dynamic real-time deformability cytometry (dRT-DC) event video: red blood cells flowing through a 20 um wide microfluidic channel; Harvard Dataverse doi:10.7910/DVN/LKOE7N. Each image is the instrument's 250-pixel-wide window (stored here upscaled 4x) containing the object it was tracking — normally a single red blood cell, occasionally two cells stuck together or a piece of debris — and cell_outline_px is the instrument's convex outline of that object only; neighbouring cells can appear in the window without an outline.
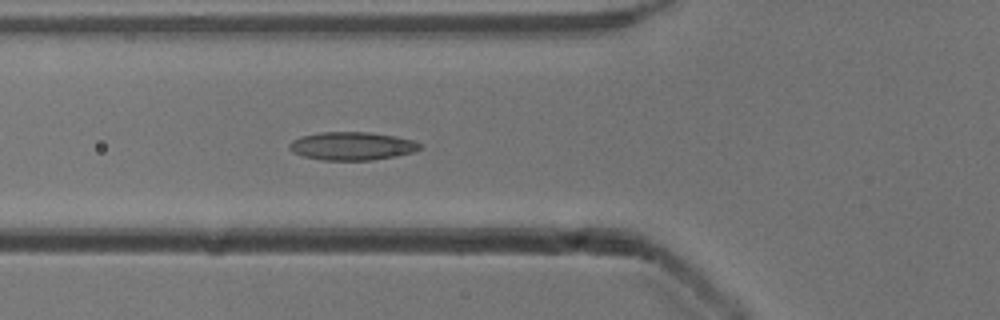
{"species": "common noctule bat (a hibernating species)", "species_latin": "Nyctalus noctula", "temperature_condition": "cold", "stored_images_in_passage": 30, "camera_frame_rate_fps": 3000, "um_per_image_px": 0.085, "animal": {"sex": "male", "body_mass_g": 13.3}, "frame": {"image": 1, "passage_image": 7, "time_ms": 2.0, "image_size_px": [1000, 320], "cell_outline_px": [[420, 148], [412, 152], [396, 156], [372, 160], [320, 160], [304, 156], [292, 152], [288, 148], [288, 144], [292, 140], [300, 136], [320, 132], [372, 132], [396, 136], [416, 140], [420, 144]], "centroid_in_image_um": [29.9, 12.4], "position_along_channel_um": 95.9, "area_um2": 21.62}}
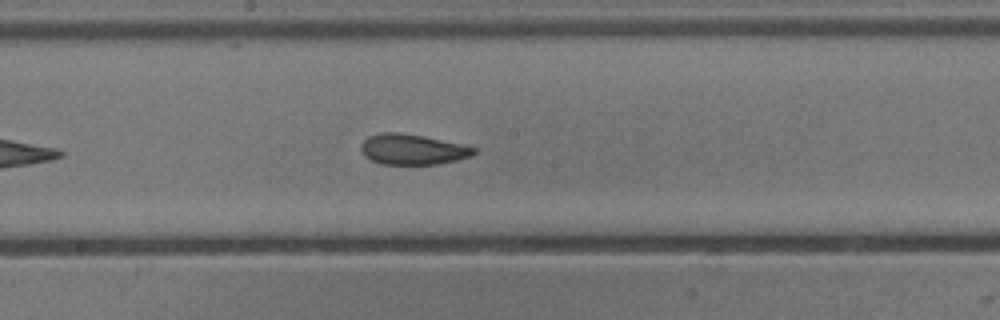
{"frame": {"image": 2, "passage_image": 16, "time_ms": 5.0, "image_size_px": [1000, 320], "cell_outline_px": [[476, 152], [472, 156], [456, 160], [436, 164], [380, 164], [364, 156], [360, 148], [360, 144], [368, 136], [380, 132], [400, 132], [424, 136], [464, 144], [476, 148]], "centroid_in_image_um": [35.05, 12.68], "position_along_channel_um": 213.1, "area_um2": 20.23}}
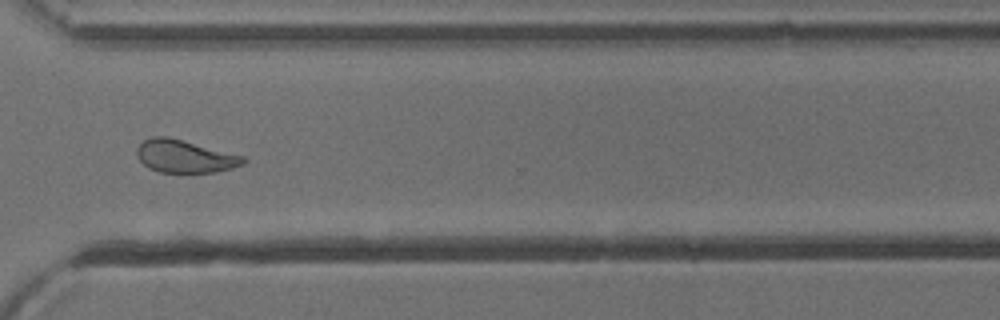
{"frame": {"image": 3, "passage_image": 27, "time_ms": 8.667, "image_size_px": [1000, 320], "cell_outline_px": [[248, 160], [244, 164], [232, 168], [216, 172], [160, 172], [148, 168], [136, 156], [136, 148], [144, 140], [152, 136], [168, 136], [244, 156]], "centroid_in_image_um": [15.7, 13.28], "position_along_channel_um": 354.9, "area_um2": 20.35}, "authors_computed_cell_mechanics": {"area_um2": 20.4612, "velocity_mm_per_s": 3.8794, "shape_relaxation_time_tau1_ms": 4.1005, "shape_relaxation_time_tau2_ms": 2.1337, "deformation_change_tau1": 0.1133, "deformation_change_tau2": 0.0801}}